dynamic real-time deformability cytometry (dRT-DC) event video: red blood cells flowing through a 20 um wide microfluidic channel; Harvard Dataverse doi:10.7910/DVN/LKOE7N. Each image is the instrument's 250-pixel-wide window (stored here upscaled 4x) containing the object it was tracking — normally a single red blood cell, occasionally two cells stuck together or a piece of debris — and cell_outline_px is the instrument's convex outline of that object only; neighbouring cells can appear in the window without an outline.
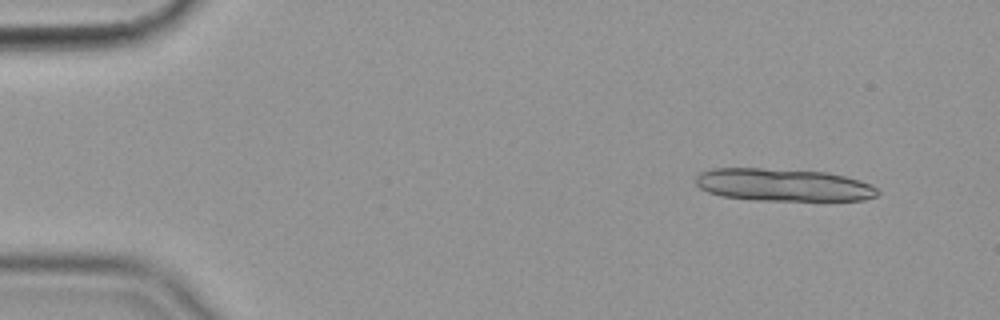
{"species": "common noctule bat (a hibernating species)", "species_latin": "Nyctalus noctula", "temperature_condition": "cold", "stored_images_in_passage": 15, "camera_frame_rate_fps": 3000, "um_per_image_px": 0.085, "animal": {"sex": "female", "body_mass_g": 19.9}, "frame": {"image": 1, "passage_image": 5, "time_ms": 1.333, "image_size_px": [1000, 320], "cell_outline_px": [[880, 192], [876, 196], [864, 200], [756, 200], [724, 196], [708, 192], [700, 188], [696, 184], [696, 176], [700, 172], [712, 168], [760, 168], [828, 172], [860, 180], [872, 184]], "centroid_in_image_um": [66.58, 15.71], "position_along_channel_um": 18.4, "area_um2": 34.51}}